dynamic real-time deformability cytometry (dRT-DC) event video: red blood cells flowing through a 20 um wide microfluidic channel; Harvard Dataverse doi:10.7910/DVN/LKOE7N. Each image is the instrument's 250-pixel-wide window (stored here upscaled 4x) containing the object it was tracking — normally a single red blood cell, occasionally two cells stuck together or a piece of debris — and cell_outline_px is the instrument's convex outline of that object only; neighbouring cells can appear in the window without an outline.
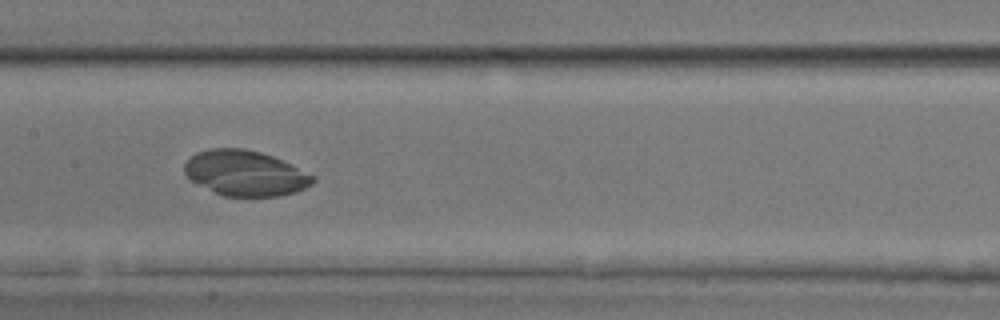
{"species": "common noctule bat (a hibernating species)", "species_latin": "Nyctalus noctula", "temperature_condition": "room temperature", "stored_images_in_passage": 30, "camera_frame_rate_fps": 3000, "um_per_image_px": 0.085, "animal": {"sex": "male", "body_mass_g": 17.9, "forearm_length_mm": 54.2}, "frame": {"image": 1, "passage_image": 26, "time_ms": 8.333, "image_size_px": [1000, 320], "cell_outline_px": [[316, 180], [312, 184], [296, 192], [280, 196], [224, 196], [192, 180], [184, 172], [184, 164], [196, 152], [208, 148], [244, 148], [260, 152], [272, 156], [316, 176]], "centroid_in_image_um": [20.87, 14.71], "position_along_channel_um": 186.5, "area_um2": 33.7}}
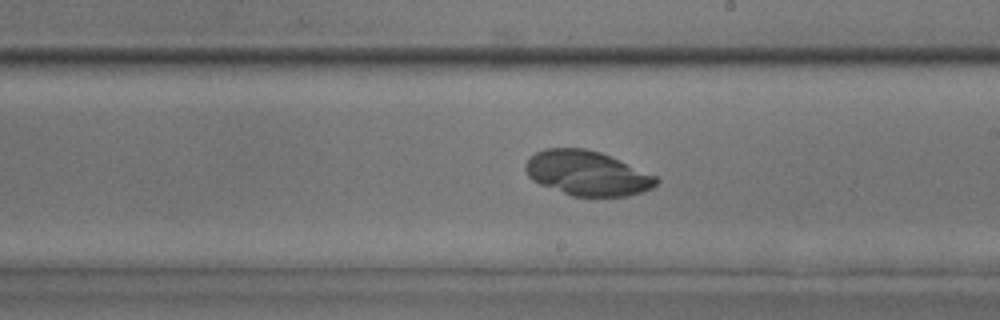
{"frame": {"image": 2, "passage_image": 30, "time_ms": 9.667, "image_size_px": [1000, 320], "cell_outline_px": [[660, 180], [652, 188], [628, 196], [572, 196], [540, 184], [532, 180], [528, 176], [524, 168], [524, 164], [536, 152], [544, 148], [584, 148], [600, 152], [656, 176]], "centroid_in_image_um": [49.88, 14.72], "position_along_channel_um": 239.1, "area_um2": 33.81}}